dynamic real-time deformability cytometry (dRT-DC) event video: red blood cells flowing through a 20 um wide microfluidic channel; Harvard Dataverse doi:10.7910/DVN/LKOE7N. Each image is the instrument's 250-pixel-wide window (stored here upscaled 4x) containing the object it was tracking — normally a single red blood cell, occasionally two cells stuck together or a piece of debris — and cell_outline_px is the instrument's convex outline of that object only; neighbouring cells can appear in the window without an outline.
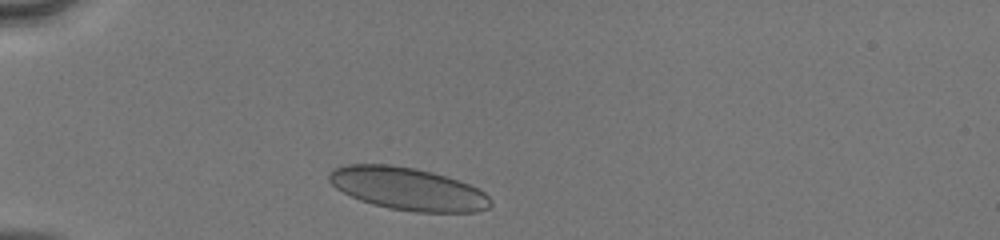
{"species": "human", "species_latin": "Homo sapiens", "temperature_condition": "cold", "stored_images_in_passage": 30, "camera_frame_rate_fps": 3000, "um_per_image_px": 0.085, "donor": {"sex": "male"}, "frame": {"image": 1, "passage_image": 2, "time_ms": 0.333, "image_size_px": [1000, 240], "cell_outline_px": [[492, 204], [488, 208], [476, 212], [416, 212], [388, 208], [372, 204], [360, 200], [336, 188], [328, 180], [328, 172], [332, 168], [344, 164], [392, 164], [416, 168], [432, 172], [468, 184], [484, 192], [492, 200]], "centroid_in_image_um": [34.63, 16.04], "position_along_channel_um": 50.4, "area_um2": 40.17}}
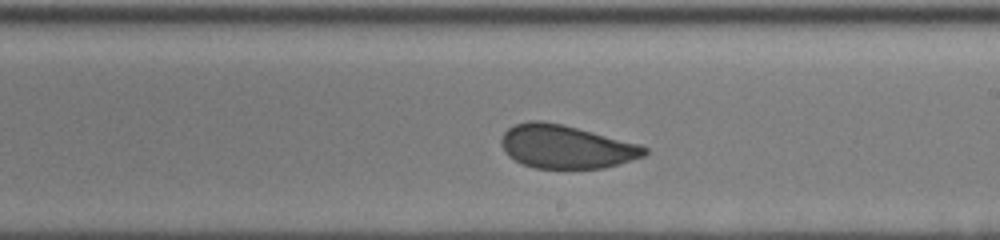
{"frame": {"image": 2, "passage_image": 18, "time_ms": 5.667, "image_size_px": [1000, 240], "cell_outline_px": [[648, 152], [644, 156], [604, 168], [532, 168], [508, 156], [504, 152], [500, 144], [500, 140], [504, 132], [508, 128], [516, 124], [528, 120], [540, 120], [564, 124], [640, 144], [648, 148]], "centroid_in_image_um": [48.09, 12.46], "position_along_channel_um": 240.9, "area_um2": 36.36}}
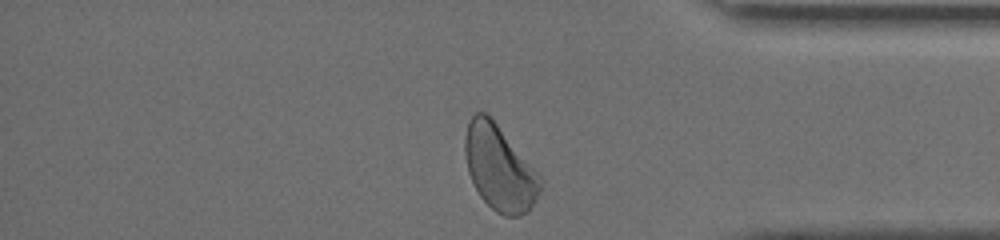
{"frame": {"image": 3, "passage_image": 30, "time_ms": 9.667, "image_size_px": [1000, 240], "cell_outline_px": [[544, 180], [540, 192], [536, 200], [528, 212], [520, 216], [504, 216], [496, 212], [480, 196], [468, 172], [464, 152], [464, 136], [468, 120], [476, 112], [484, 112], [496, 124]], "centroid_in_image_um": [42.45, 14.31], "position_along_channel_um": 392.7, "area_um2": 37.05}, "authors_computed_cell_mechanics": {"area_um2": 37.0787, "velocity_mm_per_s": 4.0954, "shape_relaxation_time_tau1_ms": 3.4309, "shape_relaxation_time_tau2_ms": 0.7355, "deformation_change_tau1": 0.0802, "deformation_change_tau2": 0.0351}}